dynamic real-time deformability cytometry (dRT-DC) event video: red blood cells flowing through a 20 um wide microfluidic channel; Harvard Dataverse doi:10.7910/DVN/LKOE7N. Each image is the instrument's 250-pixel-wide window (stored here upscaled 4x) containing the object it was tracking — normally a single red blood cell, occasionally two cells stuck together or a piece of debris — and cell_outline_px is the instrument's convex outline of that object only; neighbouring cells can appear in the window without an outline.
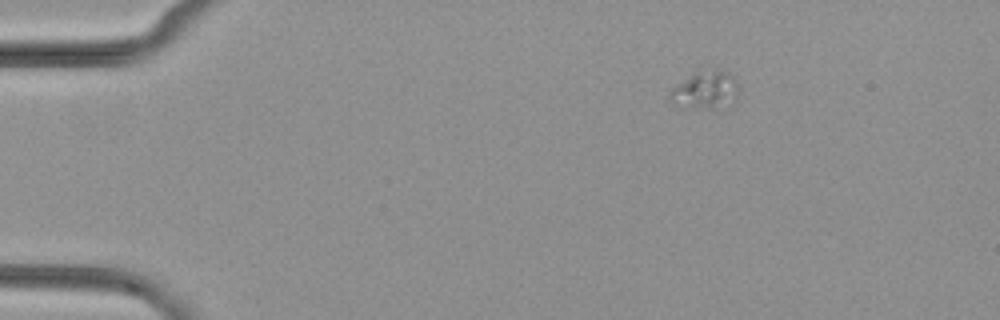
{"species": "common noctule bat (a hibernating species)", "species_latin": "Nyctalus noctula", "temperature_condition": "cold", "stored_images_in_passage": 44, "camera_frame_rate_fps": 3000, "um_per_image_px": 0.085, "animal": {"sex": "female", "body_mass_g": 29.2, "forearm_length_mm": 56.3}, "frame": {"image": 1, "passage_image": 1, "time_ms": 0.0, "image_size_px": [1000, 320], "cell_outline_px": [[740, 88], [736, 100], [712, 108], [684, 108], [672, 104], [668, 100], [668, 92], [672, 88], [692, 72], [700, 68], [720, 68], [728, 72], [740, 84]], "centroid_in_image_um": [59.92, 7.6], "position_along_channel_um": 25.1, "area_um2": 15.9}}
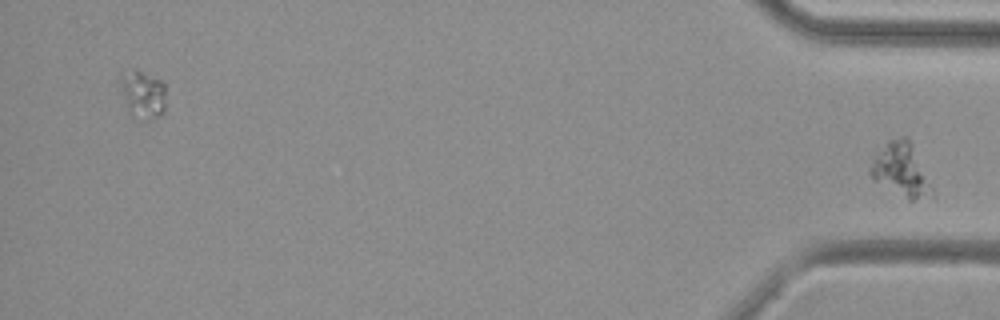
{"frame": {"image": 2, "passage_image": 44, "time_ms": 14.333, "image_size_px": [1000, 320], "cell_outline_px": [[936, 196], [912, 200], [908, 200], [876, 180], [868, 172], [868, 168], [872, 160], [888, 140], [900, 136], [904, 136], [908, 140]], "centroid_in_image_um": [76.57, 14.47], "position_along_channel_um": 358.6, "area_um2": 18.26}}